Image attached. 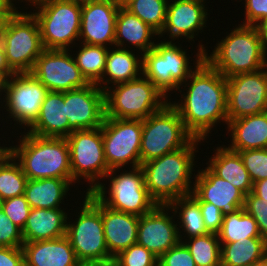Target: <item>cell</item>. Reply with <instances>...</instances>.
<instances>
[{"label":"cell","mask_w":267,"mask_h":266,"mask_svg":"<svg viewBox=\"0 0 267 266\" xmlns=\"http://www.w3.org/2000/svg\"><path fill=\"white\" fill-rule=\"evenodd\" d=\"M142 59L135 57V54L128 49L126 50L125 46L124 48L117 47V49L108 50L103 78L96 85L105 91L110 87L108 86L110 83H113L114 87L116 84L139 78V74H142ZM106 75L109 76V79L105 80ZM101 83L104 85L107 83V85L101 86Z\"/></svg>","instance_id":"28"},{"label":"cell","mask_w":267,"mask_h":266,"mask_svg":"<svg viewBox=\"0 0 267 266\" xmlns=\"http://www.w3.org/2000/svg\"><path fill=\"white\" fill-rule=\"evenodd\" d=\"M0 266H24L22 247H0Z\"/></svg>","instance_id":"46"},{"label":"cell","mask_w":267,"mask_h":266,"mask_svg":"<svg viewBox=\"0 0 267 266\" xmlns=\"http://www.w3.org/2000/svg\"><path fill=\"white\" fill-rule=\"evenodd\" d=\"M22 230L0 208V247H22Z\"/></svg>","instance_id":"42"},{"label":"cell","mask_w":267,"mask_h":266,"mask_svg":"<svg viewBox=\"0 0 267 266\" xmlns=\"http://www.w3.org/2000/svg\"><path fill=\"white\" fill-rule=\"evenodd\" d=\"M98 266H122V265H120L114 258H112L111 260L107 261L105 264H101Z\"/></svg>","instance_id":"56"},{"label":"cell","mask_w":267,"mask_h":266,"mask_svg":"<svg viewBox=\"0 0 267 266\" xmlns=\"http://www.w3.org/2000/svg\"><path fill=\"white\" fill-rule=\"evenodd\" d=\"M72 182V179L59 178L28 179L24 195L31 208H60Z\"/></svg>","instance_id":"30"},{"label":"cell","mask_w":267,"mask_h":266,"mask_svg":"<svg viewBox=\"0 0 267 266\" xmlns=\"http://www.w3.org/2000/svg\"><path fill=\"white\" fill-rule=\"evenodd\" d=\"M167 3L166 21L159 36L170 33L173 39L187 37L192 40L198 30L206 27L207 12L204 0H175Z\"/></svg>","instance_id":"21"},{"label":"cell","mask_w":267,"mask_h":266,"mask_svg":"<svg viewBox=\"0 0 267 266\" xmlns=\"http://www.w3.org/2000/svg\"><path fill=\"white\" fill-rule=\"evenodd\" d=\"M201 140L193 137L183 148L140 165L145 186L157 205H169L193 192L190 178L195 166L196 144Z\"/></svg>","instance_id":"2"},{"label":"cell","mask_w":267,"mask_h":266,"mask_svg":"<svg viewBox=\"0 0 267 266\" xmlns=\"http://www.w3.org/2000/svg\"><path fill=\"white\" fill-rule=\"evenodd\" d=\"M69 121V135L73 131L102 126L105 119V95L95 83L64 92Z\"/></svg>","instance_id":"17"},{"label":"cell","mask_w":267,"mask_h":266,"mask_svg":"<svg viewBox=\"0 0 267 266\" xmlns=\"http://www.w3.org/2000/svg\"><path fill=\"white\" fill-rule=\"evenodd\" d=\"M66 1H71L73 3H78V4H86L87 2L89 1H92V0H66Z\"/></svg>","instance_id":"57"},{"label":"cell","mask_w":267,"mask_h":266,"mask_svg":"<svg viewBox=\"0 0 267 266\" xmlns=\"http://www.w3.org/2000/svg\"><path fill=\"white\" fill-rule=\"evenodd\" d=\"M159 33L150 25L144 23L138 16L125 8H119L116 17L114 46L124 48V41H128L140 51L146 53L156 45L153 39Z\"/></svg>","instance_id":"27"},{"label":"cell","mask_w":267,"mask_h":266,"mask_svg":"<svg viewBox=\"0 0 267 266\" xmlns=\"http://www.w3.org/2000/svg\"><path fill=\"white\" fill-rule=\"evenodd\" d=\"M107 48L83 43L75 56L78 68L89 83L97 84L103 78L109 50Z\"/></svg>","instance_id":"34"},{"label":"cell","mask_w":267,"mask_h":266,"mask_svg":"<svg viewBox=\"0 0 267 266\" xmlns=\"http://www.w3.org/2000/svg\"><path fill=\"white\" fill-rule=\"evenodd\" d=\"M0 73L7 80L15 74V72L10 68L7 62L6 53H5L4 46L1 40H0Z\"/></svg>","instance_id":"47"},{"label":"cell","mask_w":267,"mask_h":266,"mask_svg":"<svg viewBox=\"0 0 267 266\" xmlns=\"http://www.w3.org/2000/svg\"><path fill=\"white\" fill-rule=\"evenodd\" d=\"M196 66L190 74V84L183 102L171 103L179 112L185 129L194 137L205 140L220 120L228 124L227 79L205 60L206 49L199 45Z\"/></svg>","instance_id":"1"},{"label":"cell","mask_w":267,"mask_h":266,"mask_svg":"<svg viewBox=\"0 0 267 266\" xmlns=\"http://www.w3.org/2000/svg\"><path fill=\"white\" fill-rule=\"evenodd\" d=\"M118 8H125L133 0H111Z\"/></svg>","instance_id":"53"},{"label":"cell","mask_w":267,"mask_h":266,"mask_svg":"<svg viewBox=\"0 0 267 266\" xmlns=\"http://www.w3.org/2000/svg\"><path fill=\"white\" fill-rule=\"evenodd\" d=\"M13 13L14 12H0V36H1L2 28H3L6 18L12 15Z\"/></svg>","instance_id":"52"},{"label":"cell","mask_w":267,"mask_h":266,"mask_svg":"<svg viewBox=\"0 0 267 266\" xmlns=\"http://www.w3.org/2000/svg\"><path fill=\"white\" fill-rule=\"evenodd\" d=\"M227 125L232 133L230 150L239 152L267 148V111L230 120Z\"/></svg>","instance_id":"26"},{"label":"cell","mask_w":267,"mask_h":266,"mask_svg":"<svg viewBox=\"0 0 267 266\" xmlns=\"http://www.w3.org/2000/svg\"><path fill=\"white\" fill-rule=\"evenodd\" d=\"M257 28L259 30L264 46L267 49V19H264L262 22H260L257 25Z\"/></svg>","instance_id":"49"},{"label":"cell","mask_w":267,"mask_h":266,"mask_svg":"<svg viewBox=\"0 0 267 266\" xmlns=\"http://www.w3.org/2000/svg\"><path fill=\"white\" fill-rule=\"evenodd\" d=\"M195 177L194 189L190 195L197 202L214 204L224 216L244 207L246 195L228 180L216 175L209 167L200 170Z\"/></svg>","instance_id":"20"},{"label":"cell","mask_w":267,"mask_h":266,"mask_svg":"<svg viewBox=\"0 0 267 266\" xmlns=\"http://www.w3.org/2000/svg\"><path fill=\"white\" fill-rule=\"evenodd\" d=\"M39 5V6H38ZM36 18L44 49L68 50L78 41L81 24V4L66 0H41Z\"/></svg>","instance_id":"9"},{"label":"cell","mask_w":267,"mask_h":266,"mask_svg":"<svg viewBox=\"0 0 267 266\" xmlns=\"http://www.w3.org/2000/svg\"><path fill=\"white\" fill-rule=\"evenodd\" d=\"M116 171L117 169H112L105 176L106 178L111 176L108 198L105 195L106 187L102 183L92 192L104 205L137 216L145 215L157 206L145 186L144 173L140 166L114 176Z\"/></svg>","instance_id":"10"},{"label":"cell","mask_w":267,"mask_h":266,"mask_svg":"<svg viewBox=\"0 0 267 266\" xmlns=\"http://www.w3.org/2000/svg\"><path fill=\"white\" fill-rule=\"evenodd\" d=\"M167 3L168 0H133L125 9L160 33L166 21Z\"/></svg>","instance_id":"37"},{"label":"cell","mask_w":267,"mask_h":266,"mask_svg":"<svg viewBox=\"0 0 267 266\" xmlns=\"http://www.w3.org/2000/svg\"><path fill=\"white\" fill-rule=\"evenodd\" d=\"M251 266H267V254L262 259L253 263Z\"/></svg>","instance_id":"55"},{"label":"cell","mask_w":267,"mask_h":266,"mask_svg":"<svg viewBox=\"0 0 267 266\" xmlns=\"http://www.w3.org/2000/svg\"><path fill=\"white\" fill-rule=\"evenodd\" d=\"M217 235L220 244L231 243L244 238L261 237L257 222L244 208L225 215Z\"/></svg>","instance_id":"32"},{"label":"cell","mask_w":267,"mask_h":266,"mask_svg":"<svg viewBox=\"0 0 267 266\" xmlns=\"http://www.w3.org/2000/svg\"><path fill=\"white\" fill-rule=\"evenodd\" d=\"M68 50L44 49L31 74L52 92H67L90 84Z\"/></svg>","instance_id":"15"},{"label":"cell","mask_w":267,"mask_h":266,"mask_svg":"<svg viewBox=\"0 0 267 266\" xmlns=\"http://www.w3.org/2000/svg\"><path fill=\"white\" fill-rule=\"evenodd\" d=\"M169 40L157 43L153 49L142 55V75L148 78L165 95L179 90L194 71L189 66L186 51ZM175 88V89H174Z\"/></svg>","instance_id":"11"},{"label":"cell","mask_w":267,"mask_h":266,"mask_svg":"<svg viewBox=\"0 0 267 266\" xmlns=\"http://www.w3.org/2000/svg\"><path fill=\"white\" fill-rule=\"evenodd\" d=\"M16 8L14 3L9 0H0V12H15Z\"/></svg>","instance_id":"51"},{"label":"cell","mask_w":267,"mask_h":266,"mask_svg":"<svg viewBox=\"0 0 267 266\" xmlns=\"http://www.w3.org/2000/svg\"><path fill=\"white\" fill-rule=\"evenodd\" d=\"M252 183L267 179V148L238 152Z\"/></svg>","instance_id":"38"},{"label":"cell","mask_w":267,"mask_h":266,"mask_svg":"<svg viewBox=\"0 0 267 266\" xmlns=\"http://www.w3.org/2000/svg\"><path fill=\"white\" fill-rule=\"evenodd\" d=\"M189 249L196 266H221V244L216 233L182 241Z\"/></svg>","instance_id":"35"},{"label":"cell","mask_w":267,"mask_h":266,"mask_svg":"<svg viewBox=\"0 0 267 266\" xmlns=\"http://www.w3.org/2000/svg\"><path fill=\"white\" fill-rule=\"evenodd\" d=\"M110 88L104 91L105 117L108 118L144 120L168 103V95L141 74L137 79Z\"/></svg>","instance_id":"6"},{"label":"cell","mask_w":267,"mask_h":266,"mask_svg":"<svg viewBox=\"0 0 267 266\" xmlns=\"http://www.w3.org/2000/svg\"><path fill=\"white\" fill-rule=\"evenodd\" d=\"M48 92L33 74L15 73L6 83L5 109L17 124L30 127L36 121Z\"/></svg>","instance_id":"16"},{"label":"cell","mask_w":267,"mask_h":266,"mask_svg":"<svg viewBox=\"0 0 267 266\" xmlns=\"http://www.w3.org/2000/svg\"><path fill=\"white\" fill-rule=\"evenodd\" d=\"M165 209L166 205H157L150 212L139 216L137 243L158 258L184 239L178 224L172 220L173 216L170 217Z\"/></svg>","instance_id":"18"},{"label":"cell","mask_w":267,"mask_h":266,"mask_svg":"<svg viewBox=\"0 0 267 266\" xmlns=\"http://www.w3.org/2000/svg\"><path fill=\"white\" fill-rule=\"evenodd\" d=\"M11 154L27 179H72L70 151L66 138L42 137L29 132Z\"/></svg>","instance_id":"4"},{"label":"cell","mask_w":267,"mask_h":266,"mask_svg":"<svg viewBox=\"0 0 267 266\" xmlns=\"http://www.w3.org/2000/svg\"><path fill=\"white\" fill-rule=\"evenodd\" d=\"M245 21L242 25L257 26L267 19V0H245Z\"/></svg>","instance_id":"45"},{"label":"cell","mask_w":267,"mask_h":266,"mask_svg":"<svg viewBox=\"0 0 267 266\" xmlns=\"http://www.w3.org/2000/svg\"><path fill=\"white\" fill-rule=\"evenodd\" d=\"M160 266H196L195 261L183 242H179L174 247L158 258Z\"/></svg>","instance_id":"43"},{"label":"cell","mask_w":267,"mask_h":266,"mask_svg":"<svg viewBox=\"0 0 267 266\" xmlns=\"http://www.w3.org/2000/svg\"><path fill=\"white\" fill-rule=\"evenodd\" d=\"M192 138L179 112L168 102L161 110L142 120L140 165L183 148Z\"/></svg>","instance_id":"8"},{"label":"cell","mask_w":267,"mask_h":266,"mask_svg":"<svg viewBox=\"0 0 267 266\" xmlns=\"http://www.w3.org/2000/svg\"><path fill=\"white\" fill-rule=\"evenodd\" d=\"M12 156L10 147L0 146V167Z\"/></svg>","instance_id":"50"},{"label":"cell","mask_w":267,"mask_h":266,"mask_svg":"<svg viewBox=\"0 0 267 266\" xmlns=\"http://www.w3.org/2000/svg\"><path fill=\"white\" fill-rule=\"evenodd\" d=\"M0 40L10 68L15 73H31L44 50L39 25L33 14L16 10L8 16Z\"/></svg>","instance_id":"7"},{"label":"cell","mask_w":267,"mask_h":266,"mask_svg":"<svg viewBox=\"0 0 267 266\" xmlns=\"http://www.w3.org/2000/svg\"><path fill=\"white\" fill-rule=\"evenodd\" d=\"M104 156L109 170L128 164L140 166L142 120L105 117L101 126Z\"/></svg>","instance_id":"13"},{"label":"cell","mask_w":267,"mask_h":266,"mask_svg":"<svg viewBox=\"0 0 267 266\" xmlns=\"http://www.w3.org/2000/svg\"><path fill=\"white\" fill-rule=\"evenodd\" d=\"M114 259L122 266H154L158 257L138 243L121 251Z\"/></svg>","instance_id":"39"},{"label":"cell","mask_w":267,"mask_h":266,"mask_svg":"<svg viewBox=\"0 0 267 266\" xmlns=\"http://www.w3.org/2000/svg\"><path fill=\"white\" fill-rule=\"evenodd\" d=\"M209 160V168L219 177L228 180L232 185L248 195L253 189L248 171L245 169L240 154L227 146L218 147Z\"/></svg>","instance_id":"29"},{"label":"cell","mask_w":267,"mask_h":266,"mask_svg":"<svg viewBox=\"0 0 267 266\" xmlns=\"http://www.w3.org/2000/svg\"><path fill=\"white\" fill-rule=\"evenodd\" d=\"M267 254V242L262 237L244 238L221 244V265L251 266Z\"/></svg>","instance_id":"31"},{"label":"cell","mask_w":267,"mask_h":266,"mask_svg":"<svg viewBox=\"0 0 267 266\" xmlns=\"http://www.w3.org/2000/svg\"><path fill=\"white\" fill-rule=\"evenodd\" d=\"M11 156L0 167V201L25 194L27 177L18 162Z\"/></svg>","instance_id":"36"},{"label":"cell","mask_w":267,"mask_h":266,"mask_svg":"<svg viewBox=\"0 0 267 266\" xmlns=\"http://www.w3.org/2000/svg\"><path fill=\"white\" fill-rule=\"evenodd\" d=\"M67 214L61 208H31L22 230L24 242L52 240L66 235Z\"/></svg>","instance_id":"25"},{"label":"cell","mask_w":267,"mask_h":266,"mask_svg":"<svg viewBox=\"0 0 267 266\" xmlns=\"http://www.w3.org/2000/svg\"><path fill=\"white\" fill-rule=\"evenodd\" d=\"M264 69L226 78L228 122L267 111V70Z\"/></svg>","instance_id":"14"},{"label":"cell","mask_w":267,"mask_h":266,"mask_svg":"<svg viewBox=\"0 0 267 266\" xmlns=\"http://www.w3.org/2000/svg\"><path fill=\"white\" fill-rule=\"evenodd\" d=\"M83 202L77 222H67L66 236L83 266L105 264L113 257L105 241L100 200L92 192H86Z\"/></svg>","instance_id":"5"},{"label":"cell","mask_w":267,"mask_h":266,"mask_svg":"<svg viewBox=\"0 0 267 266\" xmlns=\"http://www.w3.org/2000/svg\"><path fill=\"white\" fill-rule=\"evenodd\" d=\"M204 60L225 78L267 69V49L257 26L240 25L216 45Z\"/></svg>","instance_id":"3"},{"label":"cell","mask_w":267,"mask_h":266,"mask_svg":"<svg viewBox=\"0 0 267 266\" xmlns=\"http://www.w3.org/2000/svg\"><path fill=\"white\" fill-rule=\"evenodd\" d=\"M252 192L267 201V179L254 182Z\"/></svg>","instance_id":"48"},{"label":"cell","mask_w":267,"mask_h":266,"mask_svg":"<svg viewBox=\"0 0 267 266\" xmlns=\"http://www.w3.org/2000/svg\"><path fill=\"white\" fill-rule=\"evenodd\" d=\"M29 129V133L42 137L66 138L69 136L64 92L49 91L46 94L39 115Z\"/></svg>","instance_id":"24"},{"label":"cell","mask_w":267,"mask_h":266,"mask_svg":"<svg viewBox=\"0 0 267 266\" xmlns=\"http://www.w3.org/2000/svg\"><path fill=\"white\" fill-rule=\"evenodd\" d=\"M100 213L107 249L113 258L137 243L139 216L110 209L101 201Z\"/></svg>","instance_id":"22"},{"label":"cell","mask_w":267,"mask_h":266,"mask_svg":"<svg viewBox=\"0 0 267 266\" xmlns=\"http://www.w3.org/2000/svg\"><path fill=\"white\" fill-rule=\"evenodd\" d=\"M11 3L13 0H9ZM23 1V0H22ZM26 1V0H25ZM28 2L30 1L32 3V5H36L38 4L41 0H27Z\"/></svg>","instance_id":"58"},{"label":"cell","mask_w":267,"mask_h":266,"mask_svg":"<svg viewBox=\"0 0 267 266\" xmlns=\"http://www.w3.org/2000/svg\"><path fill=\"white\" fill-rule=\"evenodd\" d=\"M201 214L205 223V228L209 233H218L223 223L224 215L221 210L209 202H198Z\"/></svg>","instance_id":"44"},{"label":"cell","mask_w":267,"mask_h":266,"mask_svg":"<svg viewBox=\"0 0 267 266\" xmlns=\"http://www.w3.org/2000/svg\"><path fill=\"white\" fill-rule=\"evenodd\" d=\"M6 83L7 79L0 73V93L6 91Z\"/></svg>","instance_id":"54"},{"label":"cell","mask_w":267,"mask_h":266,"mask_svg":"<svg viewBox=\"0 0 267 266\" xmlns=\"http://www.w3.org/2000/svg\"><path fill=\"white\" fill-rule=\"evenodd\" d=\"M66 140L70 151L72 181L81 177L88 179L91 185L87 192H93L101 183L98 179L110 171L104 156L101 127L73 131Z\"/></svg>","instance_id":"12"},{"label":"cell","mask_w":267,"mask_h":266,"mask_svg":"<svg viewBox=\"0 0 267 266\" xmlns=\"http://www.w3.org/2000/svg\"><path fill=\"white\" fill-rule=\"evenodd\" d=\"M24 266H83L65 235L52 240L24 242Z\"/></svg>","instance_id":"23"},{"label":"cell","mask_w":267,"mask_h":266,"mask_svg":"<svg viewBox=\"0 0 267 266\" xmlns=\"http://www.w3.org/2000/svg\"><path fill=\"white\" fill-rule=\"evenodd\" d=\"M0 208L17 227L23 230L31 210L25 195L0 201Z\"/></svg>","instance_id":"40"},{"label":"cell","mask_w":267,"mask_h":266,"mask_svg":"<svg viewBox=\"0 0 267 266\" xmlns=\"http://www.w3.org/2000/svg\"><path fill=\"white\" fill-rule=\"evenodd\" d=\"M119 8L111 0H92L81 5L79 40L84 44L104 46L115 41ZM81 38V39H80Z\"/></svg>","instance_id":"19"},{"label":"cell","mask_w":267,"mask_h":266,"mask_svg":"<svg viewBox=\"0 0 267 266\" xmlns=\"http://www.w3.org/2000/svg\"><path fill=\"white\" fill-rule=\"evenodd\" d=\"M179 206V207H178ZM180 208V211L178 212ZM172 210L179 213L181 220L179 227L184 229L187 238L206 235L209 232L205 228V223L200 210V204L191 196L180 197L166 205V211Z\"/></svg>","instance_id":"33"},{"label":"cell","mask_w":267,"mask_h":266,"mask_svg":"<svg viewBox=\"0 0 267 266\" xmlns=\"http://www.w3.org/2000/svg\"><path fill=\"white\" fill-rule=\"evenodd\" d=\"M243 208L257 222L260 235L267 242V201L251 191L245 196Z\"/></svg>","instance_id":"41"}]
</instances>
